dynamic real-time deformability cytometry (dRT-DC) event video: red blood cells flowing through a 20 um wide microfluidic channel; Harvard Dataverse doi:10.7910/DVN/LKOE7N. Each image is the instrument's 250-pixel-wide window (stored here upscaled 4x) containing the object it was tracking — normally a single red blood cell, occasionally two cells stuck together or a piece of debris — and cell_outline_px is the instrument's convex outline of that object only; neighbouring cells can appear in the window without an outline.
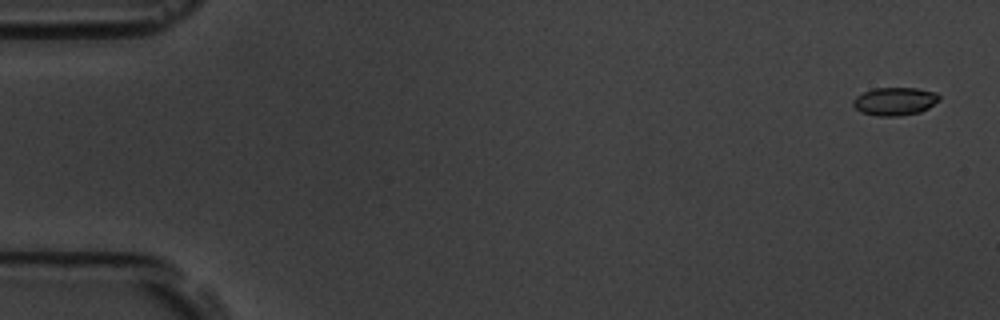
{"species": "common noctule bat (a hibernating species)", "species_latin": "Nyctalus noctula", "temperature_condition": "room temperature", "stored_images_in_passage": 6, "camera_frame_rate_fps": 3000, "um_per_image_px": 0.085, "animal": {"sex": "male", "body_mass_g": 19.5, "forearm_length_mm": 54.6}, "frame": {"image": 1, "passage_image": 1, "time_ms": 0.0, "image_size_px": [1000, 320], "cell_outline_px": [[940, 100], [928, 108], [920, 112], [900, 116], [876, 116], [860, 112], [852, 104], [852, 100], [856, 96], [864, 92], [876, 88], [916, 88], [936, 92], [940, 96]], "centroid_in_image_um": [76.06, 8.62], "position_along_channel_um": 8.9, "area_um2": 14.16}}
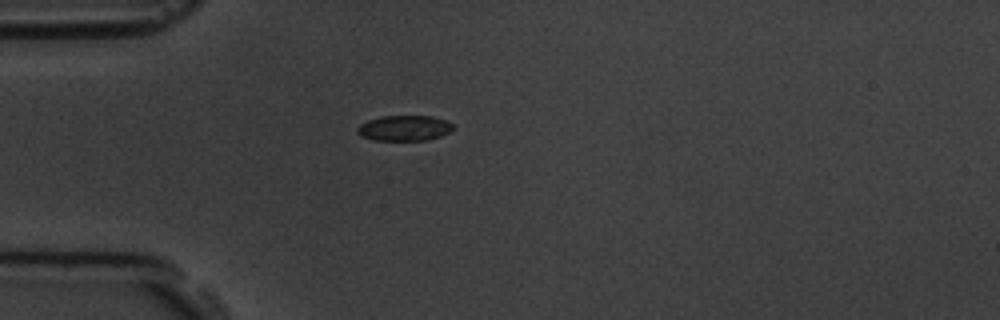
{"frame": {"image": 2, "passage_image": 5, "time_ms": 4.667, "image_size_px": [1000, 320], "cell_outline_px": [[452, 128], [448, 132], [440, 136], [428, 140], [372, 140], [360, 136], [356, 132], [356, 128], [360, 124], [368, 120], [380, 116], [432, 116], [444, 120], [452, 124]], "centroid_in_image_um": [34.3, 10.89], "position_along_channel_um": 50.7, "area_um2": 14.16}}